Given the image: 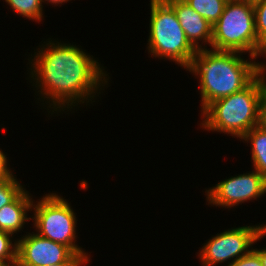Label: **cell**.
I'll use <instances>...</instances> for the list:
<instances>
[{"label":"cell","instance_id":"obj_4","mask_svg":"<svg viewBox=\"0 0 266 266\" xmlns=\"http://www.w3.org/2000/svg\"><path fill=\"white\" fill-rule=\"evenodd\" d=\"M211 47L219 51L249 52L251 59L263 57L265 47L257 39L253 2L228 0L213 25Z\"/></svg>","mask_w":266,"mask_h":266},{"label":"cell","instance_id":"obj_22","mask_svg":"<svg viewBox=\"0 0 266 266\" xmlns=\"http://www.w3.org/2000/svg\"><path fill=\"white\" fill-rule=\"evenodd\" d=\"M84 264H88V262H64V263H58L55 265H48V266H82Z\"/></svg>","mask_w":266,"mask_h":266},{"label":"cell","instance_id":"obj_15","mask_svg":"<svg viewBox=\"0 0 266 266\" xmlns=\"http://www.w3.org/2000/svg\"><path fill=\"white\" fill-rule=\"evenodd\" d=\"M13 237L11 233L0 231V262L5 266H16L17 264L18 244L16 240L12 241Z\"/></svg>","mask_w":266,"mask_h":266},{"label":"cell","instance_id":"obj_21","mask_svg":"<svg viewBox=\"0 0 266 266\" xmlns=\"http://www.w3.org/2000/svg\"><path fill=\"white\" fill-rule=\"evenodd\" d=\"M260 257L261 264L266 266V248L261 249H253Z\"/></svg>","mask_w":266,"mask_h":266},{"label":"cell","instance_id":"obj_12","mask_svg":"<svg viewBox=\"0 0 266 266\" xmlns=\"http://www.w3.org/2000/svg\"><path fill=\"white\" fill-rule=\"evenodd\" d=\"M241 140L248 143L250 141L253 167L266 178V131L258 125L249 130Z\"/></svg>","mask_w":266,"mask_h":266},{"label":"cell","instance_id":"obj_13","mask_svg":"<svg viewBox=\"0 0 266 266\" xmlns=\"http://www.w3.org/2000/svg\"><path fill=\"white\" fill-rule=\"evenodd\" d=\"M212 26L222 15L228 0H183Z\"/></svg>","mask_w":266,"mask_h":266},{"label":"cell","instance_id":"obj_19","mask_svg":"<svg viewBox=\"0 0 266 266\" xmlns=\"http://www.w3.org/2000/svg\"><path fill=\"white\" fill-rule=\"evenodd\" d=\"M7 157L0 149V180L14 178L13 172L8 167Z\"/></svg>","mask_w":266,"mask_h":266},{"label":"cell","instance_id":"obj_20","mask_svg":"<svg viewBox=\"0 0 266 266\" xmlns=\"http://www.w3.org/2000/svg\"><path fill=\"white\" fill-rule=\"evenodd\" d=\"M259 126L266 131V98L261 107Z\"/></svg>","mask_w":266,"mask_h":266},{"label":"cell","instance_id":"obj_25","mask_svg":"<svg viewBox=\"0 0 266 266\" xmlns=\"http://www.w3.org/2000/svg\"><path fill=\"white\" fill-rule=\"evenodd\" d=\"M242 1H250V2H255L257 0H242Z\"/></svg>","mask_w":266,"mask_h":266},{"label":"cell","instance_id":"obj_23","mask_svg":"<svg viewBox=\"0 0 266 266\" xmlns=\"http://www.w3.org/2000/svg\"><path fill=\"white\" fill-rule=\"evenodd\" d=\"M42 2H45V1H47V4H48V2L50 3V4H56V5H58V4H62L63 2L65 3V2H68L69 0H41Z\"/></svg>","mask_w":266,"mask_h":266},{"label":"cell","instance_id":"obj_1","mask_svg":"<svg viewBox=\"0 0 266 266\" xmlns=\"http://www.w3.org/2000/svg\"><path fill=\"white\" fill-rule=\"evenodd\" d=\"M47 42L41 49L38 48L39 51L31 57L32 62H29L30 76L36 81L32 86L40 89L38 92L43 98L40 101L48 99L45 103L53 108V114L54 111L72 109V106L94 100L98 90L100 94V89L108 85L109 75L103 66L76 44L55 43L54 40Z\"/></svg>","mask_w":266,"mask_h":266},{"label":"cell","instance_id":"obj_6","mask_svg":"<svg viewBox=\"0 0 266 266\" xmlns=\"http://www.w3.org/2000/svg\"><path fill=\"white\" fill-rule=\"evenodd\" d=\"M41 200L33 201L32 210L36 233L44 238L68 246L75 254L89 257L76 242V213L68 201L56 193L45 194Z\"/></svg>","mask_w":266,"mask_h":266},{"label":"cell","instance_id":"obj_11","mask_svg":"<svg viewBox=\"0 0 266 266\" xmlns=\"http://www.w3.org/2000/svg\"><path fill=\"white\" fill-rule=\"evenodd\" d=\"M33 200L26 189L10 204L0 209V231L14 235L24 228L32 218L27 212L32 211ZM28 217V218H27Z\"/></svg>","mask_w":266,"mask_h":266},{"label":"cell","instance_id":"obj_9","mask_svg":"<svg viewBox=\"0 0 266 266\" xmlns=\"http://www.w3.org/2000/svg\"><path fill=\"white\" fill-rule=\"evenodd\" d=\"M208 204L231 208L248 200L261 198L266 193V178L257 170L231 176L206 189Z\"/></svg>","mask_w":266,"mask_h":266},{"label":"cell","instance_id":"obj_24","mask_svg":"<svg viewBox=\"0 0 266 266\" xmlns=\"http://www.w3.org/2000/svg\"><path fill=\"white\" fill-rule=\"evenodd\" d=\"M266 56V48H265V50H264V54H263V56ZM266 58V57H265ZM260 69H261V72H263V73H265L266 74V65L264 64V63H261L260 64Z\"/></svg>","mask_w":266,"mask_h":266},{"label":"cell","instance_id":"obj_16","mask_svg":"<svg viewBox=\"0 0 266 266\" xmlns=\"http://www.w3.org/2000/svg\"><path fill=\"white\" fill-rule=\"evenodd\" d=\"M24 190L16 177L0 180V209L12 203Z\"/></svg>","mask_w":266,"mask_h":266},{"label":"cell","instance_id":"obj_14","mask_svg":"<svg viewBox=\"0 0 266 266\" xmlns=\"http://www.w3.org/2000/svg\"><path fill=\"white\" fill-rule=\"evenodd\" d=\"M13 11L24 18L41 22L43 5L41 0H5Z\"/></svg>","mask_w":266,"mask_h":266},{"label":"cell","instance_id":"obj_2","mask_svg":"<svg viewBox=\"0 0 266 266\" xmlns=\"http://www.w3.org/2000/svg\"><path fill=\"white\" fill-rule=\"evenodd\" d=\"M242 53L202 49L184 68L200 80L201 112L213 101L246 88L260 73V63L241 58Z\"/></svg>","mask_w":266,"mask_h":266},{"label":"cell","instance_id":"obj_18","mask_svg":"<svg viewBox=\"0 0 266 266\" xmlns=\"http://www.w3.org/2000/svg\"><path fill=\"white\" fill-rule=\"evenodd\" d=\"M229 266H263L260 261L259 255L253 250H252L237 259L235 262L231 263Z\"/></svg>","mask_w":266,"mask_h":266},{"label":"cell","instance_id":"obj_7","mask_svg":"<svg viewBox=\"0 0 266 266\" xmlns=\"http://www.w3.org/2000/svg\"><path fill=\"white\" fill-rule=\"evenodd\" d=\"M266 236V224L242 226L217 233L203 245L198 254L202 266H216L231 260L227 266L252 250L254 243ZM251 248V249H250Z\"/></svg>","mask_w":266,"mask_h":266},{"label":"cell","instance_id":"obj_5","mask_svg":"<svg viewBox=\"0 0 266 266\" xmlns=\"http://www.w3.org/2000/svg\"><path fill=\"white\" fill-rule=\"evenodd\" d=\"M148 53L185 68L197 50L187 39L173 7L166 0H150Z\"/></svg>","mask_w":266,"mask_h":266},{"label":"cell","instance_id":"obj_17","mask_svg":"<svg viewBox=\"0 0 266 266\" xmlns=\"http://www.w3.org/2000/svg\"><path fill=\"white\" fill-rule=\"evenodd\" d=\"M258 41L266 48V0L253 2Z\"/></svg>","mask_w":266,"mask_h":266},{"label":"cell","instance_id":"obj_8","mask_svg":"<svg viewBox=\"0 0 266 266\" xmlns=\"http://www.w3.org/2000/svg\"><path fill=\"white\" fill-rule=\"evenodd\" d=\"M32 233L17 239L16 266H48L64 262L90 261L89 257L75 254L64 244L44 238L36 232Z\"/></svg>","mask_w":266,"mask_h":266},{"label":"cell","instance_id":"obj_10","mask_svg":"<svg viewBox=\"0 0 266 266\" xmlns=\"http://www.w3.org/2000/svg\"><path fill=\"white\" fill-rule=\"evenodd\" d=\"M174 9L185 35L196 50L211 46L213 26L183 0H166ZM199 41H202L199 45ZM205 42V43H204ZM205 44L203 47L201 45Z\"/></svg>","mask_w":266,"mask_h":266},{"label":"cell","instance_id":"obj_3","mask_svg":"<svg viewBox=\"0 0 266 266\" xmlns=\"http://www.w3.org/2000/svg\"><path fill=\"white\" fill-rule=\"evenodd\" d=\"M266 98V75L261 72L246 88L210 103L203 111L201 126L213 132L242 138L259 125Z\"/></svg>","mask_w":266,"mask_h":266}]
</instances>
